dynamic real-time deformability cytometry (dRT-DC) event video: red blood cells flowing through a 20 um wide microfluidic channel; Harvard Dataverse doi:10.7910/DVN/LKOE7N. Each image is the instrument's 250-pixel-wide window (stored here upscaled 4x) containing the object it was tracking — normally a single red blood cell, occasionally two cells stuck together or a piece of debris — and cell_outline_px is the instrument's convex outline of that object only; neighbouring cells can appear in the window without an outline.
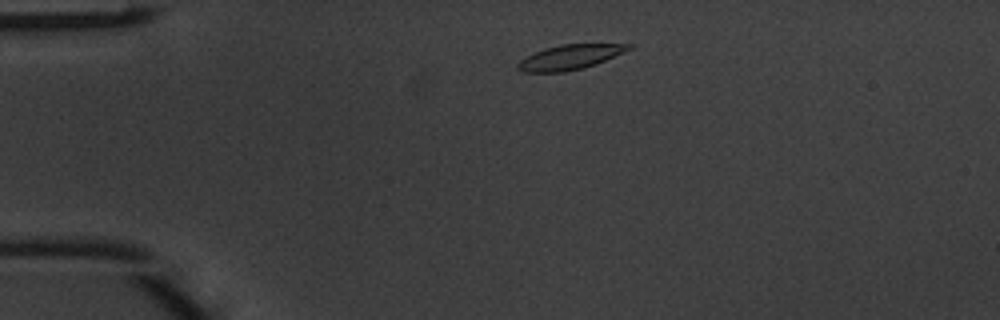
{"species": "common noctule bat (a hibernating species)", "species_latin": "Nyctalus noctula", "temperature_condition": "warm", "stored_images_in_passage": 40, "camera_frame_rate_fps": 3000, "um_per_image_px": 0.085, "animal": {"sex": "male", "body_mass_g": 20.1, "forearm_length_mm": 53.5}, "frame": {"image": 1, "passage_image": 1, "time_ms": 0.0, "image_size_px": [1000, 320], "cell_outline_px": [[632, 48], [624, 52], [584, 68], [564, 72], [520, 72], [516, 68], [516, 64], [520, 60], [544, 48], [560, 44], [632, 44]], "centroid_in_image_um": [48.39, 4.86], "position_along_channel_um": 36.6, "area_um2": 15.9}}
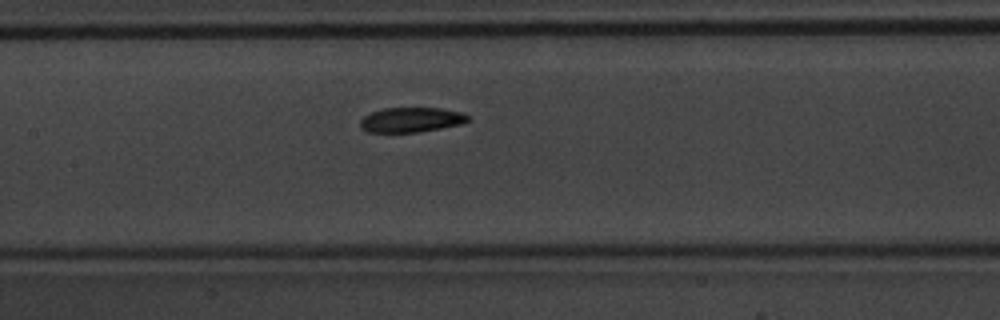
{"frame": {"image": 2, "passage_image": 14, "time_ms": 4.333, "image_size_px": [1000, 320], "cell_outline_px": [[468, 120], [460, 124], [440, 128], [416, 132], [368, 132], [360, 128], [360, 120], [364, 116], [372, 112], [384, 108], [440, 108], [464, 112], [468, 116]], "centroid_in_image_um": [34.93, 10.18], "position_along_channel_um": 172.5, "area_um2": 15.49}}
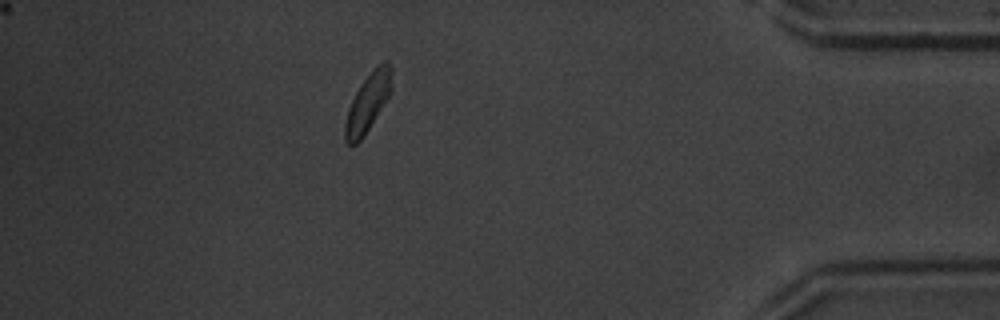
{"frame": {"image": 3, "passage_image": 34, "time_ms": 11.0, "image_size_px": [1000, 320], "cell_outline_px": [[392, 92], [364, 136], [356, 144], [348, 144], [344, 140], [344, 124], [348, 108], [360, 84], [372, 68], [376, 64], [384, 60], [388, 60], [392, 68]], "centroid_in_image_um": [31.29, 8.66], "position_along_channel_um": 403.9, "area_um2": 16.24}, "authors_computed_cell_mechanics": {"area_um2": 16.184, "velocity_mm_per_s": 4.0874, "shape_relaxation_time_tau1_ms": 5.3527, "shape_relaxation_time_tau2_ms": null, "deformation_change_tau1": 0.1756, "deformation_change_tau2": null}}